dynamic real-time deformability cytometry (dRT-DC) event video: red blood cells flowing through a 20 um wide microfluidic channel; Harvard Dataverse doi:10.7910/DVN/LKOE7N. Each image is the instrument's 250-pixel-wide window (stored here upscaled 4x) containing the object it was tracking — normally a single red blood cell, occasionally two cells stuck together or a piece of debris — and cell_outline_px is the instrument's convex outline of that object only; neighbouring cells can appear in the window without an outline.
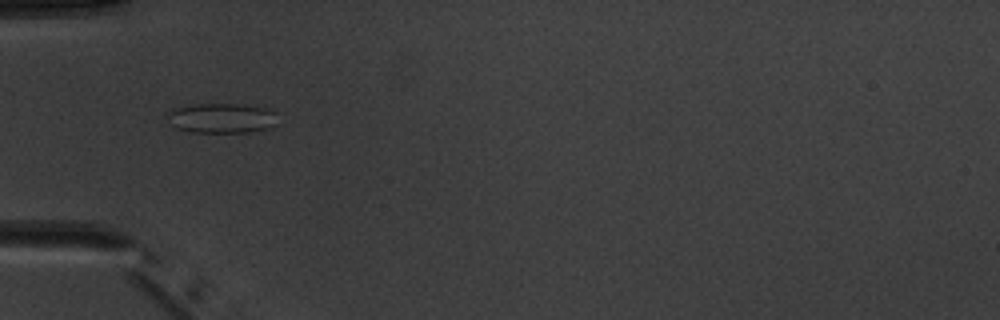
{"species": "common noctule bat (a hibernating species)", "species_latin": "Nyctalus noctula", "temperature_condition": "warm", "stored_images_in_passage": 8, "camera_frame_rate_fps": 3000, "um_per_image_px": 0.085, "animal": {"sex": "male", "body_mass_g": 20.1, "forearm_length_mm": 53.5}, "frame": {"image": 1, "passage_image": 5, "time_ms": 4.667, "image_size_px": [1000, 320], "cell_outline_px": [[276, 124], [268, 128], [248, 132], [192, 132], [176, 128], [172, 124], [168, 116], [168, 112], [172, 108], [196, 104], [240, 104], [264, 108], [276, 112]], "centroid_in_image_um": [18.84, 10.04], "position_along_channel_um": 66.2, "area_um2": 19.07}}
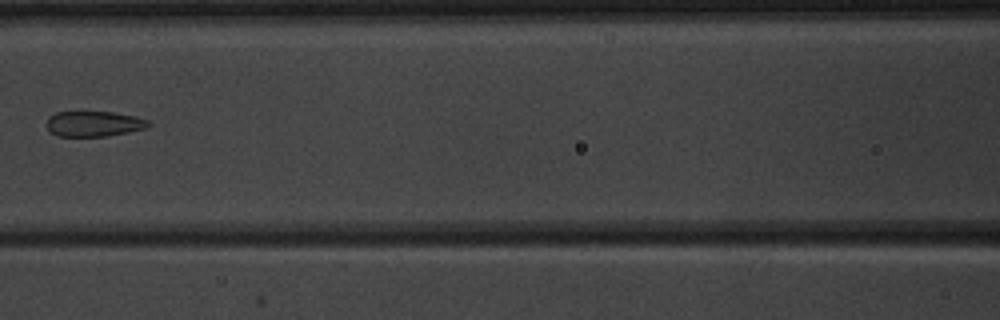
{"frame": {"image": 2, "passage_image": 7, "time_ms": 7.0, "image_size_px": [1000, 320], "cell_outline_px": [[152, 124], [144, 128], [128, 132], [104, 136], [60, 136], [48, 132], [44, 124], [48, 116], [56, 112], [80, 108], [112, 112], [136, 116], [148, 120]], "centroid_in_image_um": [7.87, 10.46], "position_along_channel_um": 158.7, "area_um2": 16.01}}
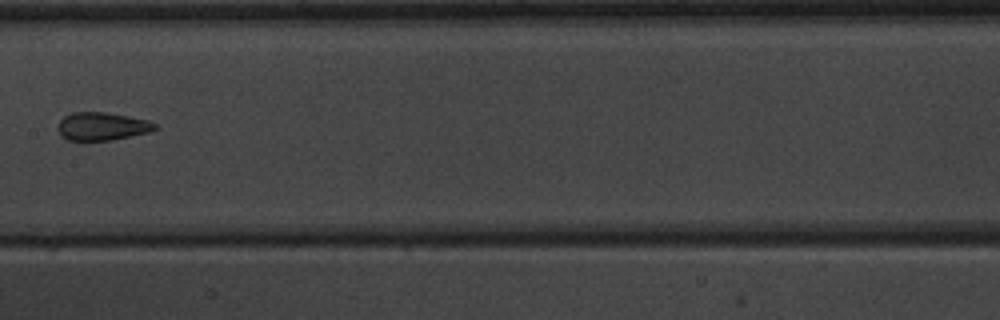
{"frame": {"image": 3, "passage_image": 8, "time_ms": 8.0, "image_size_px": [1000, 320], "cell_outline_px": [[160, 128], [148, 132], [112, 140], [68, 140], [60, 136], [60, 120], [64, 116], [72, 112], [108, 112], [148, 120], [160, 124]], "centroid_in_image_um": [8.74, 10.73], "position_along_channel_um": 198.7, "area_um2": 15.9}}